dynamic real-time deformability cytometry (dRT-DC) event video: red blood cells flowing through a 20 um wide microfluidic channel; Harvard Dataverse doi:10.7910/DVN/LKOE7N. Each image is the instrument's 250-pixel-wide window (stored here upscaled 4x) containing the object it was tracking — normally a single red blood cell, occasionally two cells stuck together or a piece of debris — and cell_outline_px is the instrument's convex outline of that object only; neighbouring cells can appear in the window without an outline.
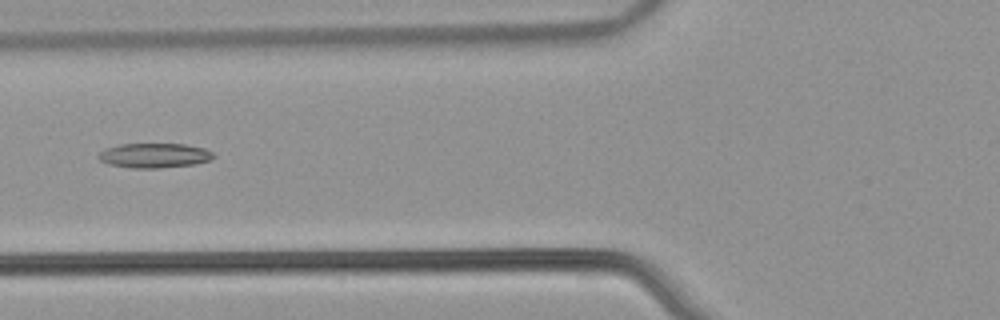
{"species": "common noctule bat (a hibernating species)", "species_latin": "Nyctalus noctula", "temperature_condition": "warm", "stored_images_in_passage": 48, "camera_frame_rate_fps": 3000, "um_per_image_px": 0.085, "animal": {"sex": "male", "body_mass_g": 21.5, "forearm_length_mm": 52.0}, "frame": {"image": 1, "passage_image": 16, "time_ms": 5.0, "image_size_px": [1000, 320], "cell_outline_px": [[216, 156], [208, 160], [196, 164], [160, 168], [132, 168], [108, 164], [100, 160], [96, 156], [100, 152], [108, 148], [120, 144], [184, 144], [204, 148], [212, 152]], "centroid_in_image_um": [13.12, 13.22], "position_along_channel_um": 112.7, "area_um2": 16.47}}
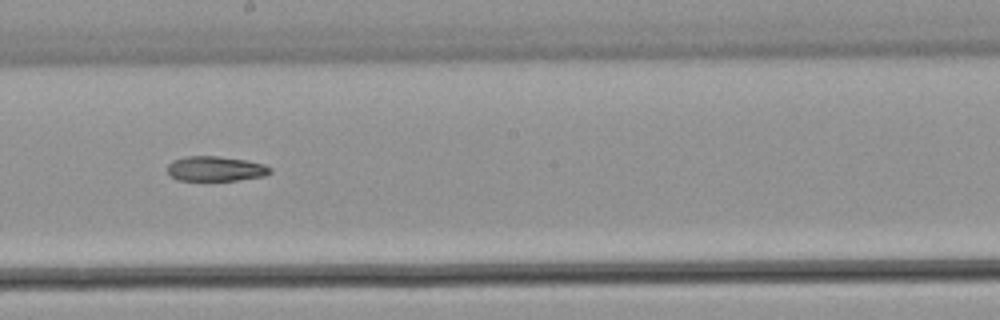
{"frame": {"image": 2, "passage_image": 25, "time_ms": 8.0, "image_size_px": [1000, 320], "cell_outline_px": [[272, 172], [264, 176], [236, 180], [176, 180], [168, 172], [168, 164], [172, 160], [188, 156], [216, 156], [244, 160], [264, 164], [272, 168]], "centroid_in_image_um": [18.33, 14.34], "position_along_channel_um": 229.9, "area_um2": 14.8}}
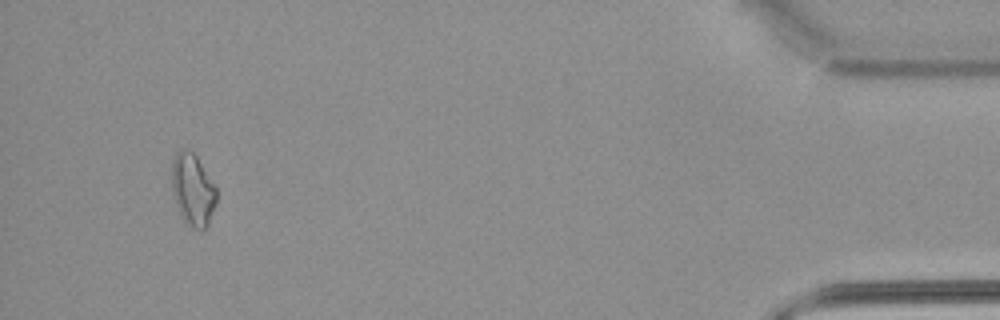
{"frame": {"image": 3, "passage_image": 45, "time_ms": 14.667, "image_size_px": [1000, 320], "cell_outline_px": [[216, 204], [208, 224], [200, 232], [192, 228], [180, 216], [172, 192], [172, 160], [176, 152], [180, 148], [192, 152], [196, 156], [216, 188]], "centroid_in_image_um": [16.37, 16.15], "position_along_channel_um": 418.8, "area_um2": 18.73}}